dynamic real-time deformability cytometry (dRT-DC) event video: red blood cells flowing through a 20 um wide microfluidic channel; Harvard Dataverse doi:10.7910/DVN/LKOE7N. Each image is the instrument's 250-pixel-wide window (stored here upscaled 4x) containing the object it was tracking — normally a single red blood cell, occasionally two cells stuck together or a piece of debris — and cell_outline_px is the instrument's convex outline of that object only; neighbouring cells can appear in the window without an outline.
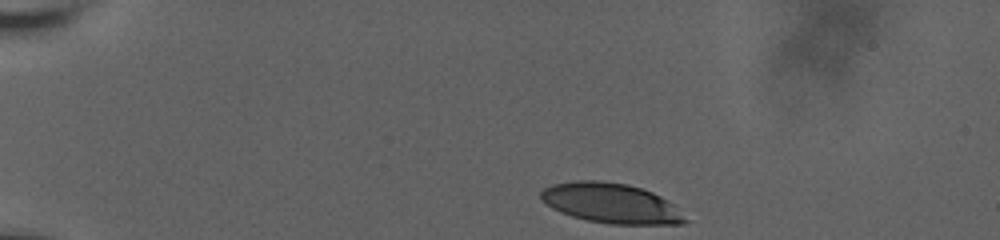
{"species": "human", "species_latin": "Homo sapiens", "temperature_condition": "room temperature", "stored_images_in_passage": 40, "camera_frame_rate_fps": 3000, "um_per_image_px": 0.085, "donor": {"sex": "male"}, "frame": {"image": 1, "passage_image": 1, "time_ms": 0.0, "image_size_px": [1000, 240], "cell_outline_px": [[688, 220], [684, 224], [608, 224], [588, 220], [572, 216], [560, 212], [552, 208], [540, 196], [540, 192], [544, 188], [552, 184], [576, 180], [600, 180], [628, 184], [652, 192], [668, 200]], "centroid_in_image_um": [51.93, 17.27], "position_along_channel_um": 33.1, "area_um2": 33.47}}
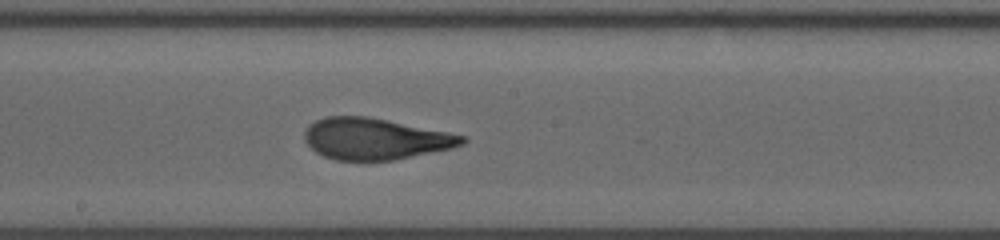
{"frame": {"image": 2, "passage_image": 23, "time_ms": 7.333, "image_size_px": [1000, 240], "cell_outline_px": [[468, 140], [464, 144], [452, 148], [392, 160], [336, 160], [324, 156], [316, 152], [304, 140], [304, 132], [308, 124], [316, 120], [328, 116], [368, 116], [448, 132], [464, 136]], "centroid_in_image_um": [31.87, 11.79], "position_along_channel_um": 216.3, "area_um2": 37.86}}
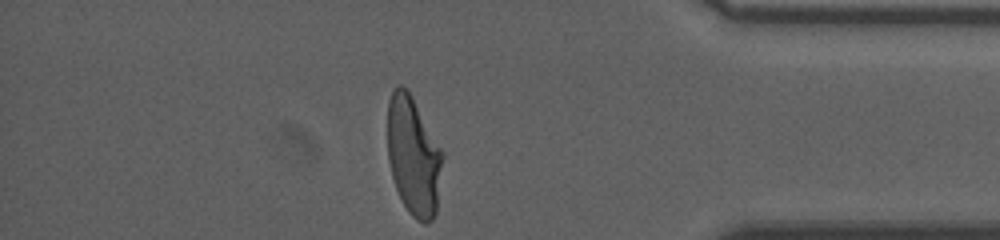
{"frame": {"image": 3, "passage_image": 40, "time_ms": 13.0, "image_size_px": [1000, 240], "cell_outline_px": [[444, 156], [436, 212], [432, 220], [428, 224], [424, 224], [416, 220], [408, 212], [396, 188], [392, 176], [388, 160], [388, 100], [396, 84], [400, 84], [408, 88], [444, 152]], "centroid_in_image_um": [35.16, 13.24], "position_along_channel_um": 400.0, "area_um2": 38.61}, "authors_computed_cell_mechanics": {"area_um2": 37.7145, "velocity_mm_per_s": 3.6571, "shape_relaxation_time_tau1_ms": 7.0674, "shape_relaxation_time_tau2_ms": 1.0894, "deformation_change_tau1": 0.2576, "deformation_change_tau2": 0.0941}}